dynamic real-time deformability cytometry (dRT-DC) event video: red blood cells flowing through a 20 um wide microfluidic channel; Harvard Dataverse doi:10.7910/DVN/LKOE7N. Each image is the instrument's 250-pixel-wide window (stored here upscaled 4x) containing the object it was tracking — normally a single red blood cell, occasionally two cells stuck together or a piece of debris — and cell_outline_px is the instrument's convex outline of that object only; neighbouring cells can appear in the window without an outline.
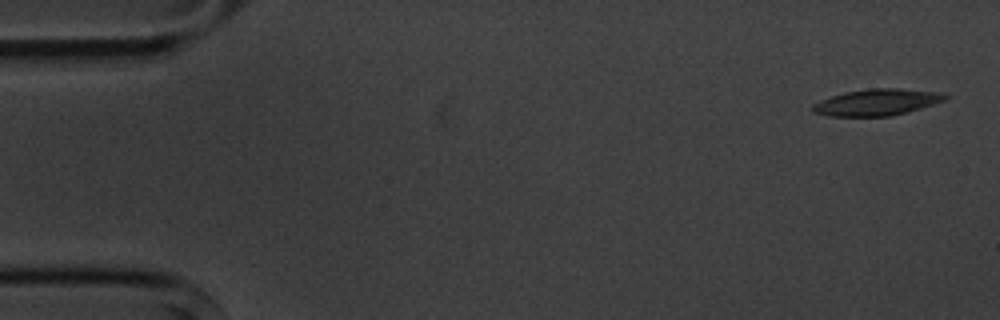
{"species": "common noctule bat (a hibernating species)", "species_latin": "Nyctalus noctula", "temperature_condition": "cold", "stored_images_in_passage": 6, "camera_frame_rate_fps": 3000, "um_per_image_px": 0.085, "animal": {"sex": "male", "body_mass_g": 20.1, "forearm_length_mm": 53.5}, "frame": {"image": 1, "passage_image": 1, "time_ms": 0.0, "image_size_px": [1000, 320], "cell_outline_px": [[952, 96], [948, 100], [892, 116], [828, 116], [812, 112], [812, 104], [820, 100], [844, 92], [872, 88], [900, 88], [936, 92]], "centroid_in_image_um": [74.55, 8.69], "position_along_channel_um": 10.5, "area_um2": 20.52}}
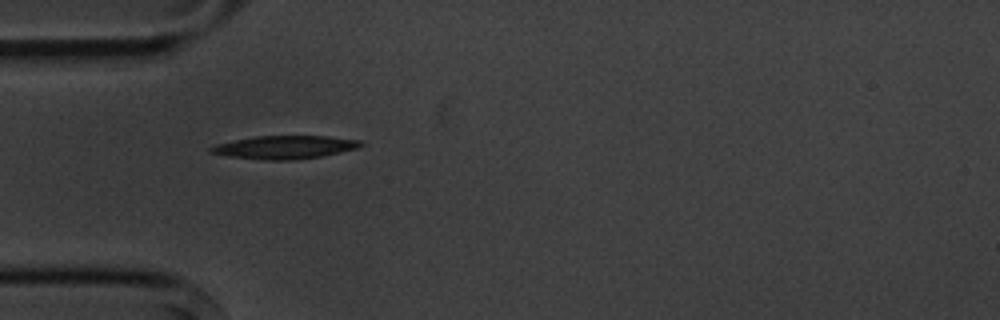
{"frame": {"image": 2, "passage_image": 5, "time_ms": 4.667, "image_size_px": [1000, 320], "cell_outline_px": [[364, 144], [356, 148], [340, 152], [320, 156], [292, 160], [264, 160], [228, 156], [208, 152], [208, 148], [216, 144], [256, 136], [328, 136], [360, 140]], "centroid_in_image_um": [24.18, 12.51], "position_along_channel_um": 60.8, "area_um2": 20.06}}
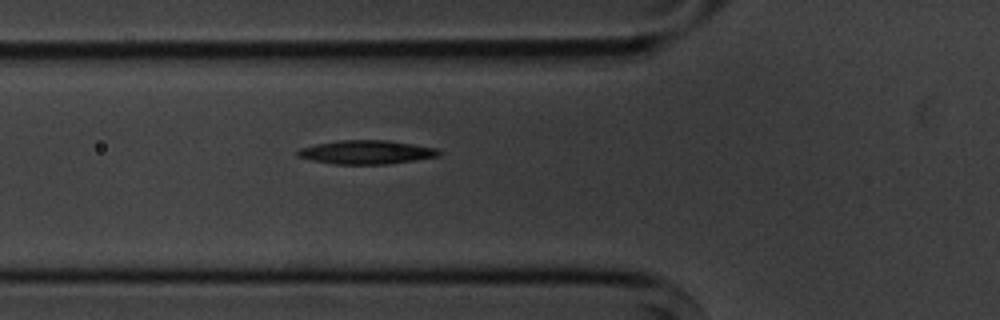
{"frame": {"image": 3, "passage_image": 6, "time_ms": 5.667, "image_size_px": [1000, 320], "cell_outline_px": [[440, 156], [416, 160], [388, 164], [332, 164], [312, 160], [296, 156], [296, 152], [300, 148], [316, 144], [340, 140], [388, 140], [436, 148], [440, 152]], "centroid_in_image_um": [31.13, 12.94], "position_along_channel_um": 94.7, "area_um2": 19.54}}